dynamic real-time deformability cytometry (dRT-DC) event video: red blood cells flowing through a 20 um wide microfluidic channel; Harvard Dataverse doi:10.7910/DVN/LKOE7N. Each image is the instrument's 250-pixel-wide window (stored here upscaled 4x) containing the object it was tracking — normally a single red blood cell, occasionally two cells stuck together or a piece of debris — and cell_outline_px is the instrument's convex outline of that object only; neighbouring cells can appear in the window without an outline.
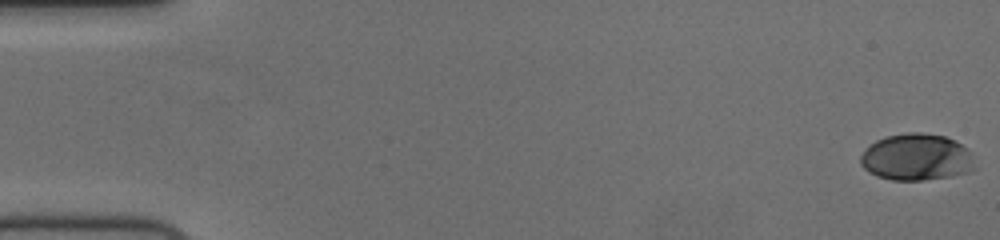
{"species": "human", "species_latin": "Homo sapiens", "temperature_condition": "cold", "stored_images_in_passage": 57, "camera_frame_rate_fps": 3000, "um_per_image_px": 0.085, "donor": {"sex": "female"}, "frame": {"image": 1, "passage_image": 1, "time_ms": 0.0, "image_size_px": [1000, 240], "cell_outline_px": [[972, 168], [964, 172], [948, 176], [920, 180], [892, 180], [876, 176], [864, 168], [860, 164], [860, 156], [876, 140], [884, 136], [908, 132], [924, 132], [944, 136], [960, 144], [968, 152]], "centroid_in_image_um": [77.8, 13.34], "position_along_channel_um": 7.2, "area_um2": 30.35}}
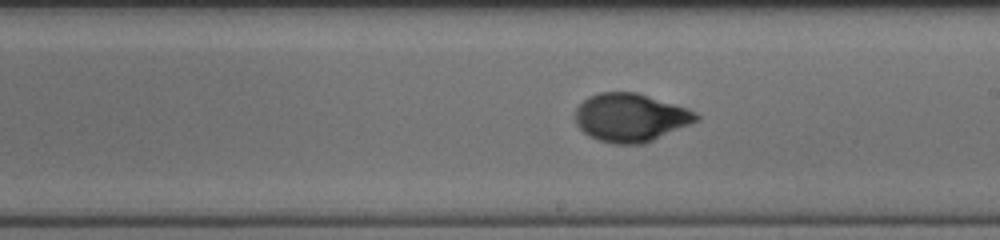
{"frame": {"image": 2, "passage_image": 33, "time_ms": 10.667, "image_size_px": [1000, 240], "cell_outline_px": [[700, 120], [644, 144], [612, 144], [588, 136], [576, 124], [576, 108], [588, 96], [600, 92], [636, 92], [696, 112], [700, 116]], "centroid_in_image_um": [53.58, 10.0], "position_along_channel_um": 235.4, "area_um2": 33.81}}
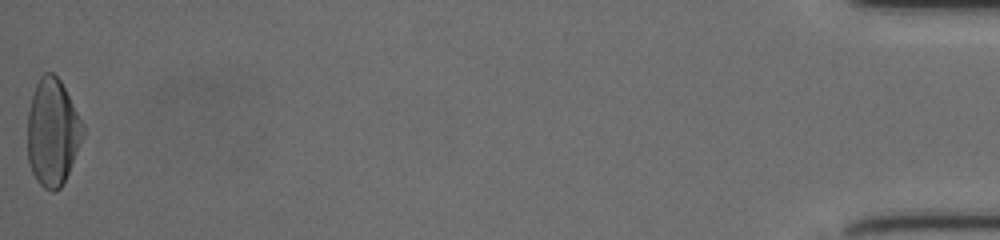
{"frame": {"image": 3, "passage_image": 57, "time_ms": 18.667, "image_size_px": [1000, 240], "cell_outline_px": [[84, 136], [68, 172], [60, 188], [56, 192], [52, 192], [44, 188], [36, 180], [32, 172], [28, 160], [28, 112], [32, 96], [36, 84], [40, 76], [44, 72], [52, 72], [60, 80], [84, 124]], "centroid_in_image_um": [4.47, 11.25], "position_along_channel_um": 430.7, "area_um2": 34.45}, "authors_computed_cell_mechanics": {"area_um2": 32.7726, "velocity_mm_per_s": 3.7039, "shape_relaxation_time_tau1_ms": 3.5188, "shape_relaxation_time_tau2_ms": 1.0483, "deformation_change_tau1": 0.184, "deformation_change_tau2": 0.0469}}